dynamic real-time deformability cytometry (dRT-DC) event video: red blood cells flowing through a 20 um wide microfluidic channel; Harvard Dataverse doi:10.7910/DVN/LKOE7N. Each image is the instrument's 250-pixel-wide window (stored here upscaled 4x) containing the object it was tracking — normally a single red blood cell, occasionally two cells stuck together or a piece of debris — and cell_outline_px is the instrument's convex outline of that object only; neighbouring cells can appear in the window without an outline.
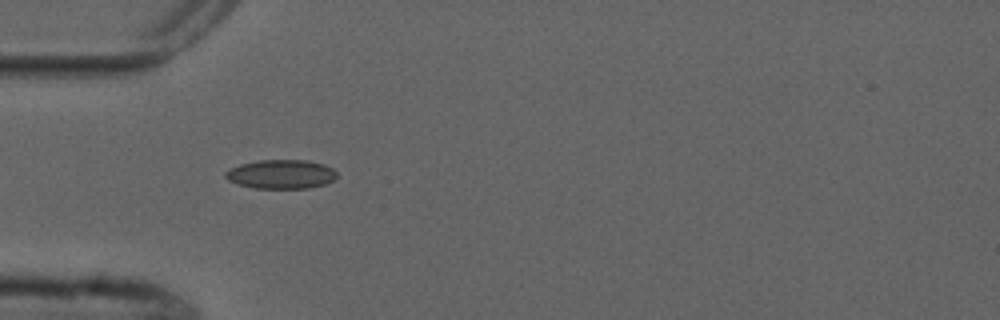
{"species": "common noctule bat (a hibernating species)", "species_latin": "Nyctalus noctula", "temperature_condition": "cold", "stored_images_in_passage": 6, "camera_frame_rate_fps": 3000, "um_per_image_px": 0.085, "animal": {"sex": "male", "forearm_length_mm": 52.5}, "frame": {"image": 1, "passage_image": 3, "time_ms": 2.333, "image_size_px": [1000, 320], "cell_outline_px": [[336, 176], [332, 180], [324, 184], [308, 188], [256, 188], [240, 184], [228, 180], [224, 176], [224, 172], [240, 164], [260, 160], [308, 160], [324, 164], [332, 168], [336, 172]], "centroid_in_image_um": [23.89, 14.8], "position_along_channel_um": 61.1, "area_um2": 18.67}}
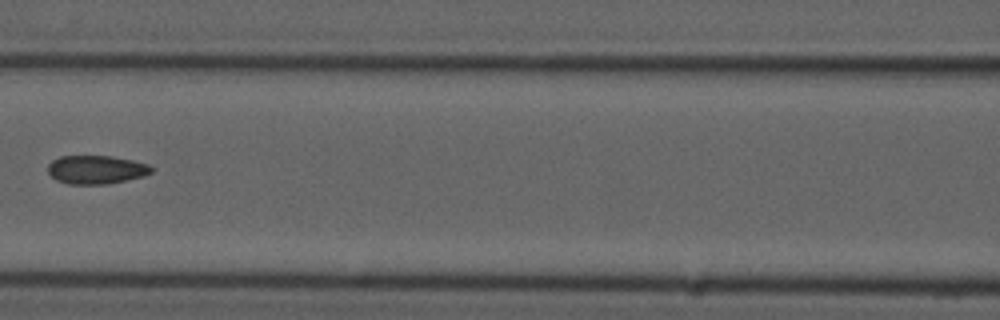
{"frame": {"image": 2, "passage_image": 5, "time_ms": 5.0, "image_size_px": [1000, 320], "cell_outline_px": [[152, 172], [144, 176], [104, 184], [68, 184], [56, 180], [48, 172], [48, 164], [52, 160], [60, 156], [112, 156], [132, 160], [148, 164], [152, 168]], "centroid_in_image_um": [8.15, 14.41], "position_along_channel_um": 158.4, "area_um2": 17.11}}
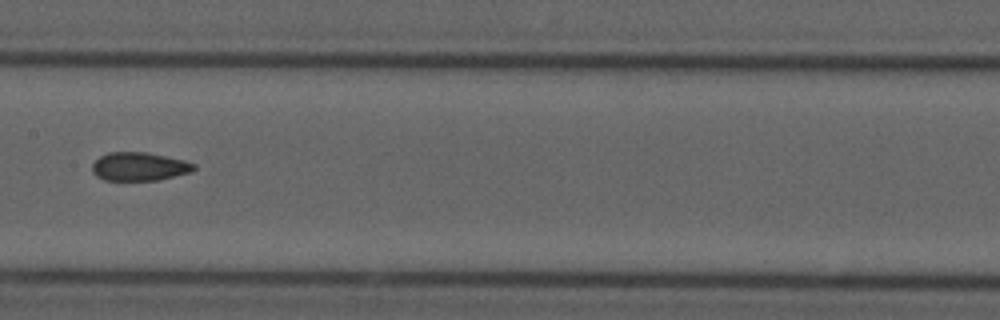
{"frame": {"image": 3, "passage_image": 6, "time_ms": 6.0, "image_size_px": [1000, 320], "cell_outline_px": [[196, 168], [192, 172], [156, 180], [104, 180], [96, 176], [92, 172], [92, 164], [100, 156], [108, 152], [144, 152], [184, 160], [196, 164]], "centroid_in_image_um": [11.83, 14.16], "position_along_channel_um": 195.6, "area_um2": 16.82}}